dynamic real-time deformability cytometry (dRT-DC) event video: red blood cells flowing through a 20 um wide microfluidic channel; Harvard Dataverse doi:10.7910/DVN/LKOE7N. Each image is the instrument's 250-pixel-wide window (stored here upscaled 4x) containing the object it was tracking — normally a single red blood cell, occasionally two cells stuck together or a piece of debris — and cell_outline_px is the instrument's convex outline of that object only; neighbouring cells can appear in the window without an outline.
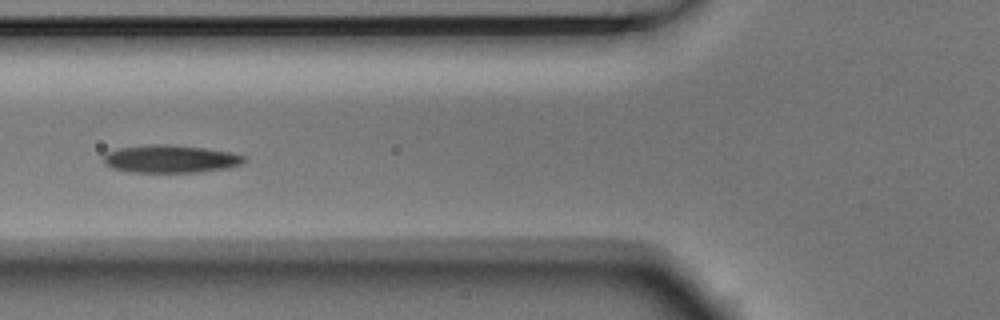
{"species": "Egyptian fruit bat (a non-hibernating species)", "species_latin": "Rousettus aegyptiacus", "temperature_condition": "room temperature", "stored_images_in_passage": 5, "camera_frame_rate_fps": 3000, "um_per_image_px": 0.085, "animal": {"sex": "male"}, "frame": {"image": 1, "passage_image": 4, "time_ms": 1.0, "image_size_px": [1000, 320], "cell_outline_px": [[248, 160], [240, 164], [228, 168], [200, 172], [132, 172], [112, 168], [104, 164], [104, 156], [108, 152], [116, 148], [156, 144], [204, 148], [228, 152], [244, 156]], "centroid_in_image_um": [14.48, 13.52], "position_along_channel_um": 111.3, "area_um2": 22.48}}
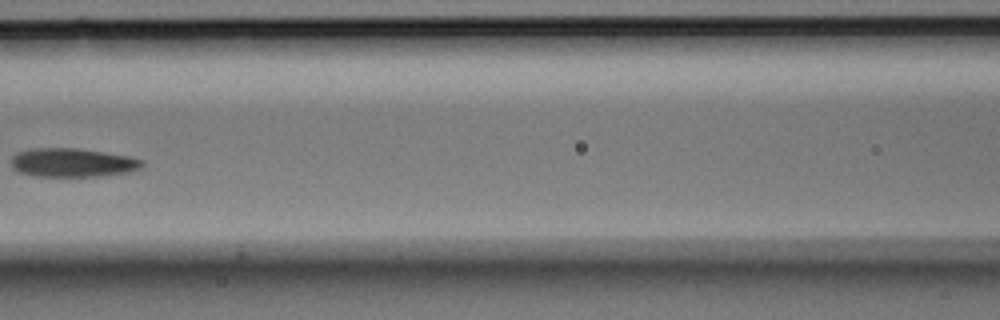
{"frame": {"image": 2, "passage_image": 5, "time_ms": 1.333, "image_size_px": [1000, 320], "cell_outline_px": [[144, 164], [140, 168], [128, 172], [100, 176], [32, 176], [20, 172], [12, 168], [12, 156], [16, 152], [32, 148], [80, 148], [128, 156], [144, 160]], "centroid_in_image_um": [6.15, 13.81], "position_along_channel_um": 160.4, "area_um2": 22.02}}